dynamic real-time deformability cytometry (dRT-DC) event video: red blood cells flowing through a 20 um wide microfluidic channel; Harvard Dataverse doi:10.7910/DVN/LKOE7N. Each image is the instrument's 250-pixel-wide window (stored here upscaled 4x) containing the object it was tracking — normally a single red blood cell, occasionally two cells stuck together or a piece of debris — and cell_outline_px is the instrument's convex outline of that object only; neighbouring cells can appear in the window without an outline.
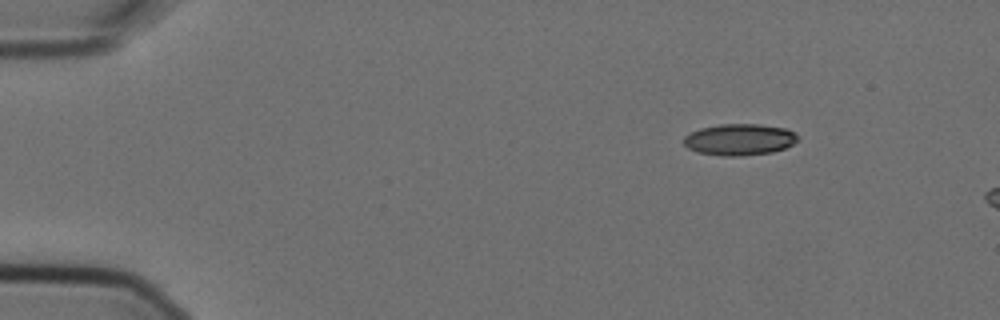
{"species": "Egyptian fruit bat (a non-hibernating species)", "species_latin": "Rousettus aegyptiacus", "temperature_condition": "cold", "stored_images_in_passage": 4, "camera_frame_rate_fps": 3000, "um_per_image_px": 0.085, "animal": {"sex": "female"}, "frame": {"image": 1, "passage_image": 1, "time_ms": 0.0, "image_size_px": [1000, 320], "cell_outline_px": [[796, 140], [792, 144], [784, 148], [772, 152], [740, 156], [724, 156], [696, 152], [688, 148], [684, 144], [684, 136], [700, 128], [720, 124], [760, 124], [784, 128], [796, 132]], "centroid_in_image_um": [62.83, 11.86], "position_along_channel_um": 22.2, "area_um2": 20.81}}